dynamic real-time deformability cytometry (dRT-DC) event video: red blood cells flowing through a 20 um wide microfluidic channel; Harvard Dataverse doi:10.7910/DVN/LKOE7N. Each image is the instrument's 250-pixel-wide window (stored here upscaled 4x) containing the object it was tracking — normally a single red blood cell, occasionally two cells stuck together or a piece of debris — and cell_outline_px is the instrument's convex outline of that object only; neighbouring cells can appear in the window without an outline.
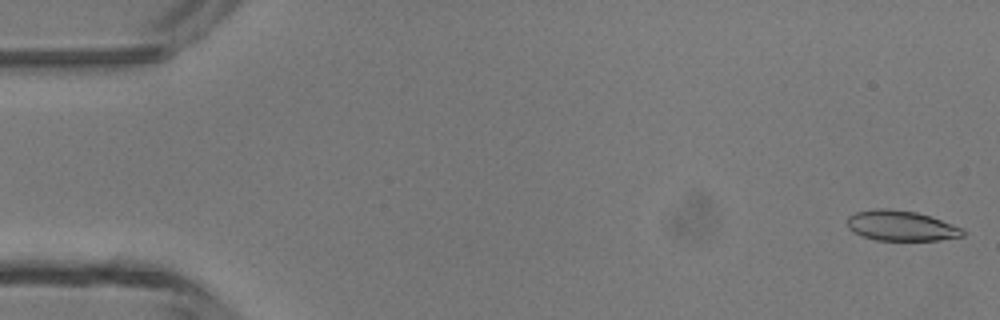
{"species": "common noctule bat (a hibernating species)", "species_latin": "Nyctalus noctula", "temperature_condition": "room temperature", "stored_images_in_passage": 47, "camera_frame_rate_fps": 3000, "um_per_image_px": 0.085, "animal": {"sex": "male", "body_mass_g": 13.3}, "frame": {"image": 1, "passage_image": 1, "time_ms": 0.0, "image_size_px": [1000, 320], "cell_outline_px": [[964, 236], [940, 240], [876, 240], [864, 236], [848, 228], [848, 216], [856, 212], [876, 208], [888, 208], [916, 212], [964, 228]], "centroid_in_image_um": [76.61, 19.18], "position_along_channel_um": 8.4, "area_um2": 20.17}}
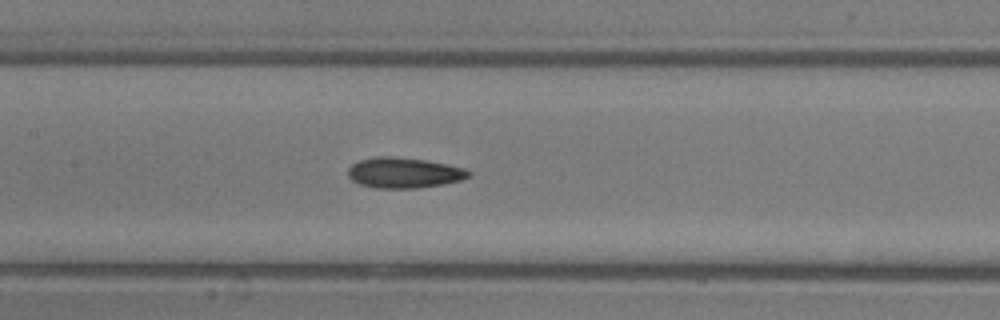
{"frame": {"image": 2, "passage_image": 22, "time_ms": 7.0, "image_size_px": [1000, 320], "cell_outline_px": [[472, 176], [460, 180], [444, 184], [416, 188], [376, 188], [360, 184], [352, 180], [348, 176], [348, 168], [352, 164], [360, 160], [376, 156], [392, 156], [428, 160], [448, 164], [464, 168], [472, 172]], "centroid_in_image_um": [34.36, 14.68], "position_along_channel_um": 173.0, "area_um2": 21.62}}
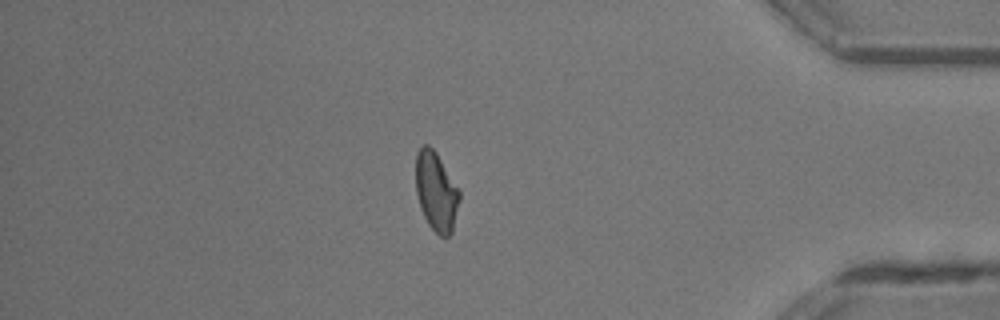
{"frame": {"image": 3, "passage_image": 40, "time_ms": 13.0, "image_size_px": [1000, 320], "cell_outline_px": [[460, 200], [452, 232], [448, 236], [440, 236], [428, 224], [424, 216], [416, 192], [416, 152], [424, 144], [428, 144], [436, 152], [460, 192]], "centroid_in_image_um": [37.07, 16.27], "position_along_channel_um": 398.1, "area_um2": 19.88}}